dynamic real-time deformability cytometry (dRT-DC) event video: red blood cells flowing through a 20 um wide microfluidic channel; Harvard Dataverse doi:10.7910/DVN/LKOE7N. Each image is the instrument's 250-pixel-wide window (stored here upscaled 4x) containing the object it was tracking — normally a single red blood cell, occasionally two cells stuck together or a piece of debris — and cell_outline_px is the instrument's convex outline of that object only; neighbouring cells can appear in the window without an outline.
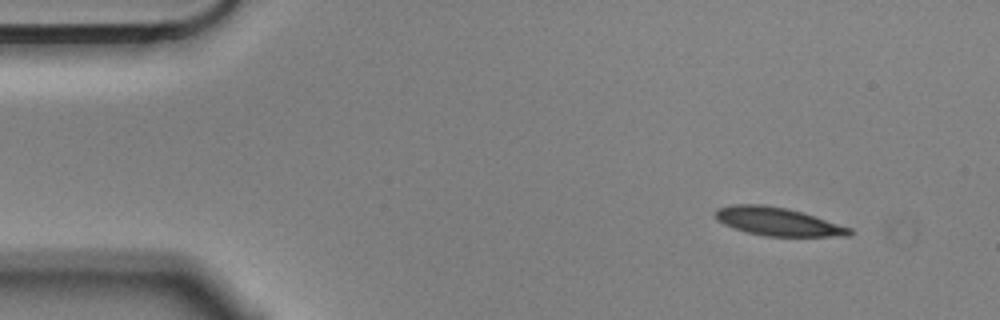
{"species": "Egyptian fruit bat (a non-hibernating species)", "species_latin": "Rousettus aegyptiacus", "temperature_condition": "cold", "stored_images_in_passage": 5, "camera_frame_rate_fps": 3000, "um_per_image_px": 0.085, "animal": {"sex": "male"}, "frame": {"image": 1, "passage_image": 1, "time_ms": 0.0, "image_size_px": [1000, 320], "cell_outline_px": [[852, 232], [848, 236], [764, 236], [732, 228], [716, 220], [716, 208], [732, 204], [764, 204], [784, 208], [800, 212], [852, 228]], "centroid_in_image_um": [66.06, 18.83], "position_along_channel_um": 18.9, "area_um2": 21.85}}
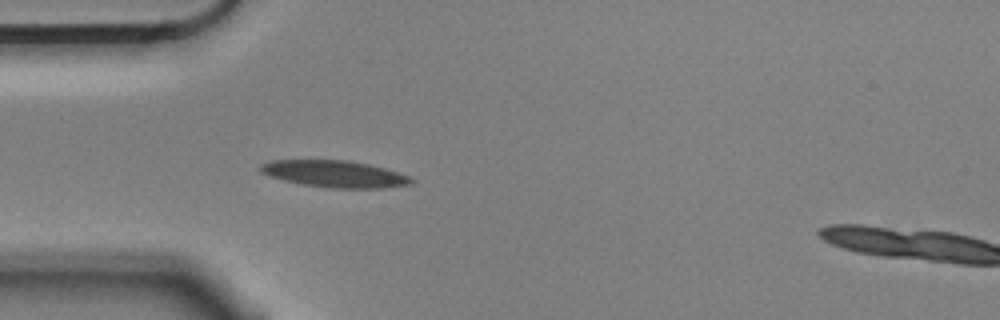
{"frame": {"image": 2, "passage_image": 4, "time_ms": 1.0, "image_size_px": [1000, 320], "cell_outline_px": [[416, 180], [412, 184], [384, 188], [328, 188], [300, 184], [284, 180], [260, 172], [260, 164], [272, 160], [348, 160], [368, 164], [384, 168], [408, 176]], "centroid_in_image_um": [28.45, 14.79], "position_along_channel_um": 56.5, "area_um2": 23.52}}